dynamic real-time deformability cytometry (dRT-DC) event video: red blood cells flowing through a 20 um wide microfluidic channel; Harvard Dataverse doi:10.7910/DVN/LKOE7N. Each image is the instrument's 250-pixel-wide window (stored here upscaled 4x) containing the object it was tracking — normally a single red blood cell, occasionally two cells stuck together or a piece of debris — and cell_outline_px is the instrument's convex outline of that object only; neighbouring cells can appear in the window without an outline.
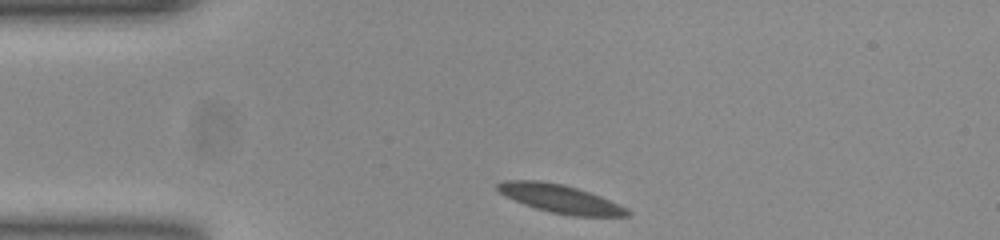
{"species": "common noctule bat (a hibernating species)", "species_latin": "Nyctalus noctula", "temperature_condition": "room temperature", "stored_images_in_passage": 34, "camera_frame_rate_fps": 3000, "um_per_image_px": 0.085, "animal": {"sex": "female", "body_mass_g": 23.0, "forearm_length_mm": 53.4}, "frame": {"image": 1, "passage_image": 1, "time_ms": 0.0, "image_size_px": [1000, 240], "cell_outline_px": [[628, 216], [576, 216], [552, 212], [536, 208], [524, 204], [500, 192], [496, 188], [496, 184], [504, 180], [536, 180], [564, 184], [600, 196], [628, 208]], "centroid_in_image_um": [47.62, 16.88], "position_along_channel_um": 37.4, "area_um2": 20.98}}
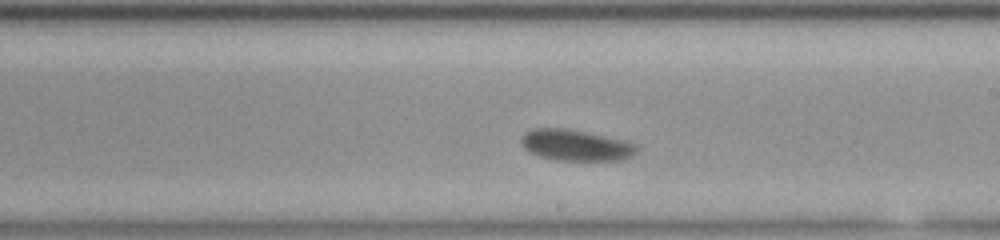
{"frame": {"image": 2, "passage_image": 20, "time_ms": 6.333, "image_size_px": [1000, 240], "cell_outline_px": [[636, 152], [632, 156], [620, 160], [556, 160], [540, 156], [524, 148], [520, 140], [520, 136], [536, 128], [568, 128], [620, 140], [632, 144], [636, 148]], "centroid_in_image_um": [48.88, 12.34], "position_along_channel_um": 240.1, "area_um2": 20.4}}
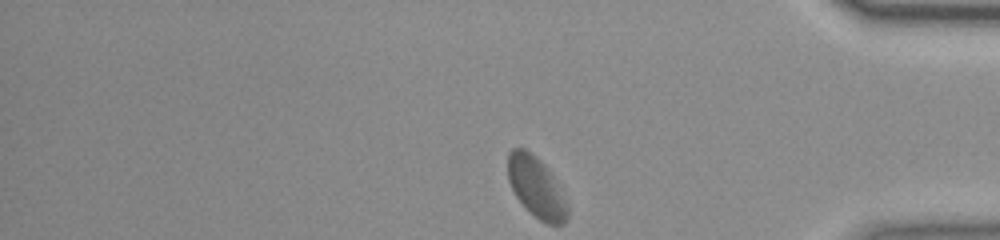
{"frame": {"image": 3, "passage_image": 34, "time_ms": 11.0, "image_size_px": [1000, 240], "cell_outline_px": [[568, 216], [564, 224], [548, 224], [540, 220], [516, 196], [508, 180], [508, 152], [512, 148], [524, 148], [540, 160], [544, 164], [552, 176], [568, 208]], "centroid_in_image_um": [45.56, 15.89], "position_along_channel_um": 389.6, "area_um2": 20.35}, "authors_computed_cell_mechanics": {"area_um2": 20.7791, "velocity_mm_per_s": 3.721, "shape_relaxation_time_tau1_ms": 2.7562, "shape_relaxation_time_tau2_ms": 0.9979, "deformation_change_tau1": 0.1063, "deformation_change_tau2": 0.0329}}